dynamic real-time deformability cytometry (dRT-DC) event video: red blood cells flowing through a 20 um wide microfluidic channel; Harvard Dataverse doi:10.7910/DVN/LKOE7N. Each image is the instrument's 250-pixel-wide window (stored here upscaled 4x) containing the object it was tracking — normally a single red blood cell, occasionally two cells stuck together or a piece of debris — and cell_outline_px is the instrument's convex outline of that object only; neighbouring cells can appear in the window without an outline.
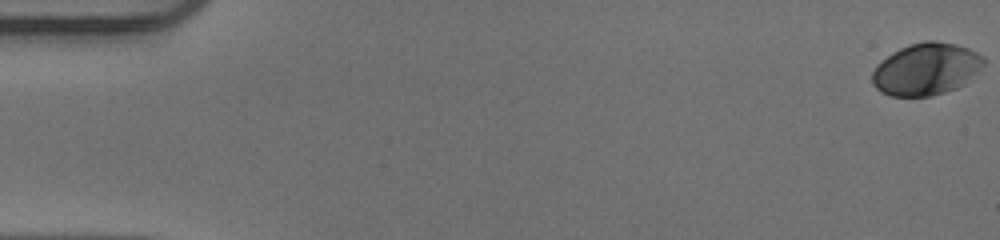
{"species": "human", "species_latin": "Homo sapiens", "temperature_condition": "warm", "stored_images_in_passage": 49, "camera_frame_rate_fps": 3000, "um_per_image_px": 0.085, "donor": {"sex": "male"}, "frame": {"image": 1, "passage_image": 1, "time_ms": 0.0, "image_size_px": [1000, 240], "cell_outline_px": [[984, 64], [964, 84], [956, 88], [944, 92], [928, 96], [892, 96], [880, 92], [872, 84], [872, 72], [876, 64], [892, 52], [908, 44], [924, 40], [936, 40], [956, 44], [968, 48], [984, 56]], "centroid_in_image_um": [78.69, 5.85], "position_along_channel_um": 6.3, "area_um2": 33.93}}
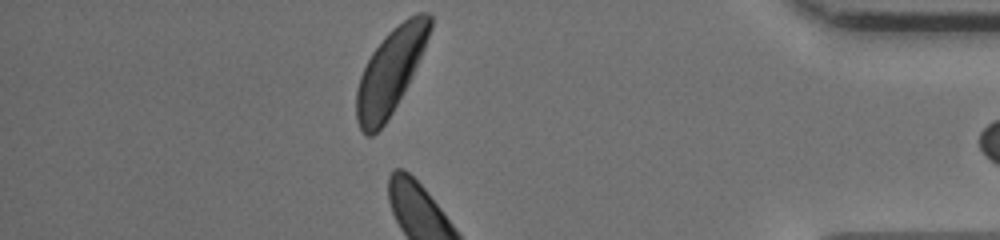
{"frame": {"image": 2, "passage_image": 47, "time_ms": 15.333, "image_size_px": [1000, 240], "cell_outline_px": [[432, 28], [424, 48], [412, 76], [408, 84], [392, 112], [384, 124], [372, 136], [368, 136], [360, 128], [356, 120], [356, 88], [360, 76], [372, 52], [384, 36], [392, 28], [408, 16], [416, 12], [428, 12], [432, 16]], "centroid_in_image_um": [33.19, 6.03], "position_along_channel_um": 402.0, "area_um2": 36.07}}